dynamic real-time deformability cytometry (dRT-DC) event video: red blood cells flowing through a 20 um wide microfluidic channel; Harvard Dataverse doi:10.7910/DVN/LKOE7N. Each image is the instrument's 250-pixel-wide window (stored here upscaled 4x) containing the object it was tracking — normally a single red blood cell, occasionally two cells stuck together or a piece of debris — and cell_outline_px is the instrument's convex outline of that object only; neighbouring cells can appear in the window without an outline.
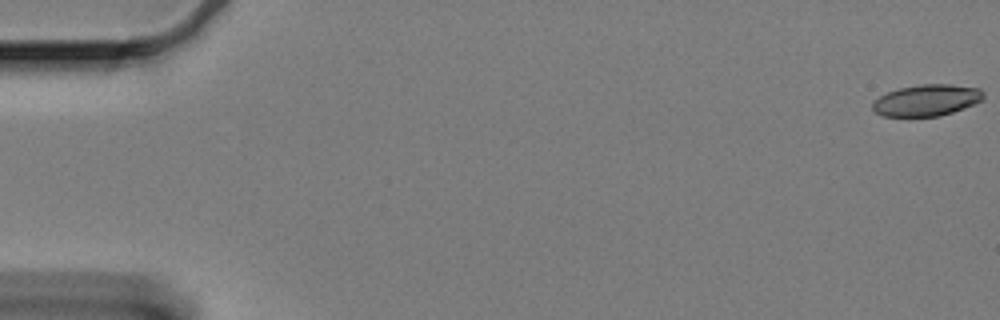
{"species": "Egyptian fruit bat (a non-hibernating species)", "species_latin": "Rousettus aegyptiacus", "temperature_condition": "cold", "stored_images_in_passage": 61, "camera_frame_rate_fps": 3000, "um_per_image_px": 0.085, "animal": {"sex": "female"}, "frame": {"image": 1, "passage_image": 1, "time_ms": 0.0, "image_size_px": [1000, 320], "cell_outline_px": [[984, 96], [980, 100], [964, 108], [940, 116], [884, 116], [876, 112], [872, 108], [872, 100], [888, 92], [900, 88], [920, 84], [952, 84], [980, 88], [984, 92]], "centroid_in_image_um": [78.76, 8.51], "position_along_channel_um": 6.2, "area_um2": 20.23}}
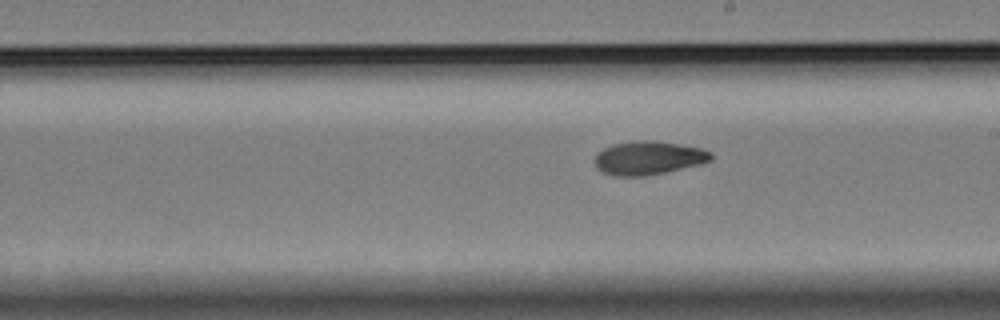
{"frame": {"image": 2, "passage_image": 35, "time_ms": 11.333, "image_size_px": [1000, 320], "cell_outline_px": [[712, 160], [700, 164], [664, 172], [644, 176], [616, 176], [604, 172], [596, 168], [596, 152], [612, 144], [640, 140], [652, 140], [700, 148], [712, 152]], "centroid_in_image_um": [55.1, 13.42], "position_along_channel_um": 233.9, "area_um2": 22.48}}
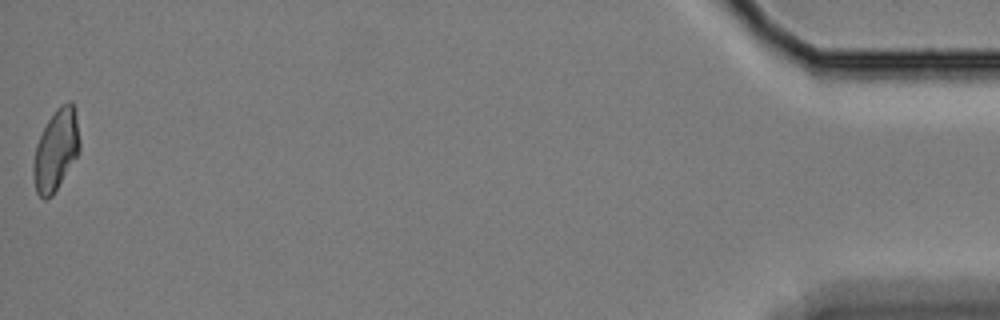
{"frame": {"image": 3, "passage_image": 61, "time_ms": 20.0, "image_size_px": [1000, 320], "cell_outline_px": [[80, 152], [52, 196], [44, 200], [36, 192], [32, 172], [32, 164], [36, 144], [48, 120], [56, 108], [60, 104], [68, 100], [72, 100], [76, 112], [80, 144]], "centroid_in_image_um": [4.76, 12.73], "position_along_channel_um": 430.4, "area_um2": 22.14}, "authors_computed_cell_mechanics": {"area_um2": 22.1374, "velocity_mm_per_s": 3.321, "shape_relaxation_time_tau1_ms": 10.4612, "shape_relaxation_time_tau2_ms": 2.8178, "deformation_change_tau1": 0.1876, "deformation_change_tau2": 0.0796}}